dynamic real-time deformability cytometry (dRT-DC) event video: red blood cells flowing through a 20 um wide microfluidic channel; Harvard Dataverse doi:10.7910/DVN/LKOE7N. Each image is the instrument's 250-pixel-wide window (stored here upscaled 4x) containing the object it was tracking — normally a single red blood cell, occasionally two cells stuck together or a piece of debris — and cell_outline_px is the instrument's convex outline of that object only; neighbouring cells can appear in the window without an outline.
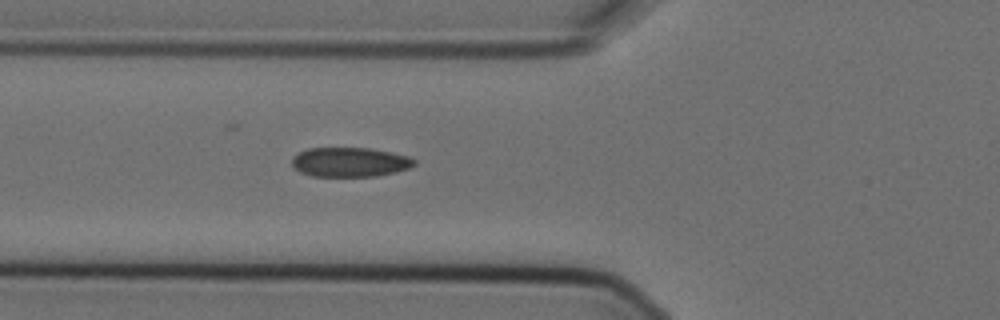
{"species": "Egyptian fruit bat (a non-hibernating species)", "species_latin": "Rousettus aegyptiacus", "temperature_condition": "cold", "stored_images_in_passage": 6, "camera_frame_rate_fps": 3000, "um_per_image_px": 0.085, "animal": {"sex": "female"}, "frame": {"image": 1, "passage_image": 6, "time_ms": 1.667, "image_size_px": [1000, 320], "cell_outline_px": [[416, 164], [408, 168], [396, 172], [376, 176], [312, 176], [300, 172], [292, 164], [292, 156], [308, 148], [368, 148], [392, 152], [408, 156], [416, 160]], "centroid_in_image_um": [29.75, 13.77], "position_along_channel_um": 96.0, "area_um2": 20.98}}